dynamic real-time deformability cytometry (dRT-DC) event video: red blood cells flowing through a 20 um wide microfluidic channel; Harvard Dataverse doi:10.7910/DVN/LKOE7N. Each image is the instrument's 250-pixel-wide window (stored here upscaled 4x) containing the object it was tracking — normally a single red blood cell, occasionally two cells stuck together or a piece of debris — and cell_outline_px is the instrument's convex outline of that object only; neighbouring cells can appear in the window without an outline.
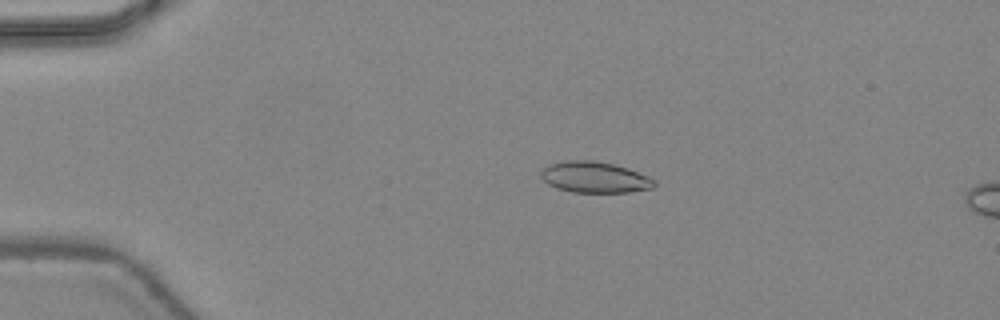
{"species": "common noctule bat (a hibernating species)", "species_latin": "Nyctalus noctula", "temperature_condition": "warm", "stored_images_in_passage": 14, "camera_frame_rate_fps": 3000, "um_per_image_px": 0.085, "animal": {"sex": "female", "body_mass_g": 24.6, "forearm_length_mm": 56.2}, "frame": {"image": 1, "passage_image": 10, "time_ms": 3.0, "image_size_px": [1000, 320], "cell_outline_px": [[656, 184], [652, 188], [628, 192], [572, 192], [556, 188], [548, 184], [540, 176], [540, 172], [548, 164], [568, 160], [592, 160], [612, 164], [628, 168], [648, 176], [656, 180]], "centroid_in_image_um": [50.54, 15.06], "position_along_channel_um": 34.5, "area_um2": 20.52}}